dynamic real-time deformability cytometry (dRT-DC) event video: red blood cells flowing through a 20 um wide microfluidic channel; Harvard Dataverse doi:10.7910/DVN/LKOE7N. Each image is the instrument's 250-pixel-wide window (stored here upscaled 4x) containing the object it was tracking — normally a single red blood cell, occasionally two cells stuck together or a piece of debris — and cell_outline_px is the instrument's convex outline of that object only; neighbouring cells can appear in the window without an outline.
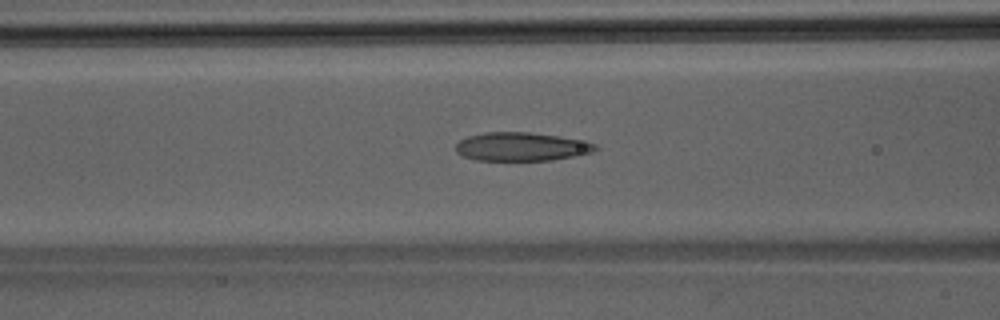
{"species": "Egyptian fruit bat (a non-hibernating species)", "species_latin": "Rousettus aegyptiacus", "temperature_condition": "room temperature", "stored_images_in_passage": 37, "camera_frame_rate_fps": 3000, "um_per_image_px": 0.085, "animal": {"sex": "male"}, "frame": {"image": 1, "passage_image": 13, "time_ms": 4.0, "image_size_px": [1000, 320], "cell_outline_px": [[600, 148], [592, 152], [552, 160], [476, 160], [464, 156], [456, 152], [456, 144], [460, 140], [468, 136], [484, 132], [528, 132], [556, 136], [596, 144]], "centroid_in_image_um": [44.27, 12.47], "position_along_channel_um": 122.3, "area_um2": 22.89}}
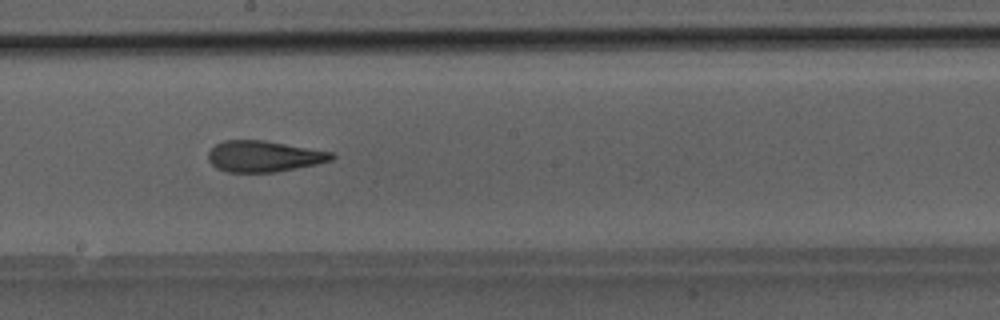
{"frame": {"image": 2, "passage_image": 20, "time_ms": 6.333, "image_size_px": [1000, 320], "cell_outline_px": [[336, 156], [332, 160], [316, 164], [276, 172], [228, 172], [216, 168], [208, 160], [208, 152], [216, 144], [224, 140], [264, 140], [332, 152]], "centroid_in_image_um": [22.41, 13.28], "position_along_channel_um": 225.8, "area_um2": 22.31}}
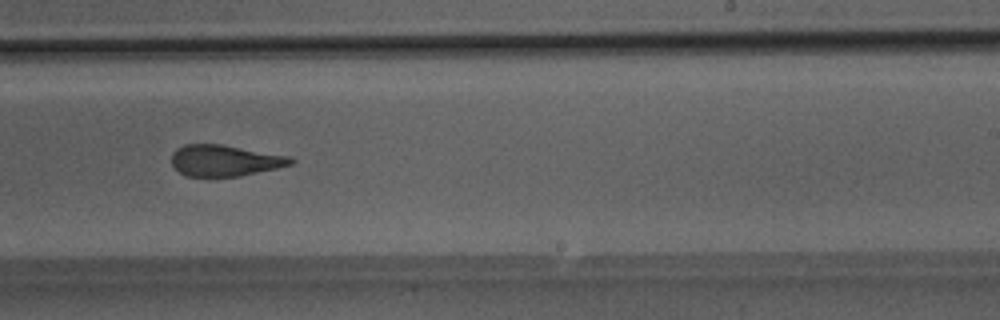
{"frame": {"image": 3, "passage_image": 23, "time_ms": 7.333, "image_size_px": [1000, 320], "cell_outline_px": [[296, 160], [292, 164], [276, 168], [240, 176], [188, 176], [180, 172], [172, 164], [172, 152], [176, 148], [184, 144], [224, 144], [288, 156]], "centroid_in_image_um": [19.1, 13.63], "position_along_channel_um": 269.9, "area_um2": 21.62}}